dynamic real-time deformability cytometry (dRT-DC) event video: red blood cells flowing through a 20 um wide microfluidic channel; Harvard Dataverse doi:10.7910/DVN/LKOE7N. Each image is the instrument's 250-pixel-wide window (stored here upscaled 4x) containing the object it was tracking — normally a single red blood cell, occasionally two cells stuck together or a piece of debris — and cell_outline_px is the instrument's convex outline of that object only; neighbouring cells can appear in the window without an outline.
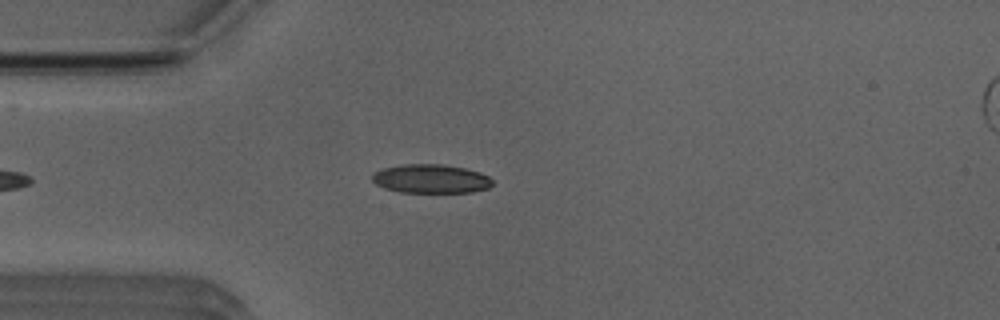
{"species": "Egyptian fruit bat (a non-hibernating species)", "species_latin": "Rousettus aegyptiacus", "temperature_condition": "room temperature", "stored_images_in_passage": 38, "camera_frame_rate_fps": 3000, "um_per_image_px": 0.085, "animal": {"sex": "male"}, "frame": {"image": 1, "passage_image": 3, "time_ms": 0.667, "image_size_px": [1000, 320], "cell_outline_px": [[492, 184], [488, 188], [472, 192], [400, 192], [384, 188], [376, 184], [372, 180], [372, 172], [384, 168], [404, 164], [444, 164], [464, 168], [480, 172], [488, 176], [492, 180]], "centroid_in_image_um": [36.61, 15.19], "position_along_channel_um": 48.4, "area_um2": 20.23}}
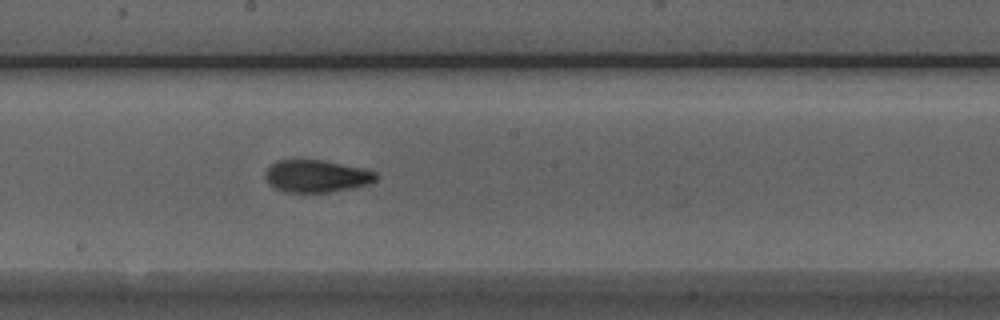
{"frame": {"image": 2, "passage_image": 17, "time_ms": 5.333, "image_size_px": [1000, 320], "cell_outline_px": [[380, 176], [376, 180], [368, 184], [328, 192], [284, 192], [272, 188], [268, 184], [264, 176], [268, 168], [276, 160], [324, 160], [360, 168], [376, 172]], "centroid_in_image_um": [26.86, 14.97], "position_along_channel_um": 221.3, "area_um2": 20.81}}
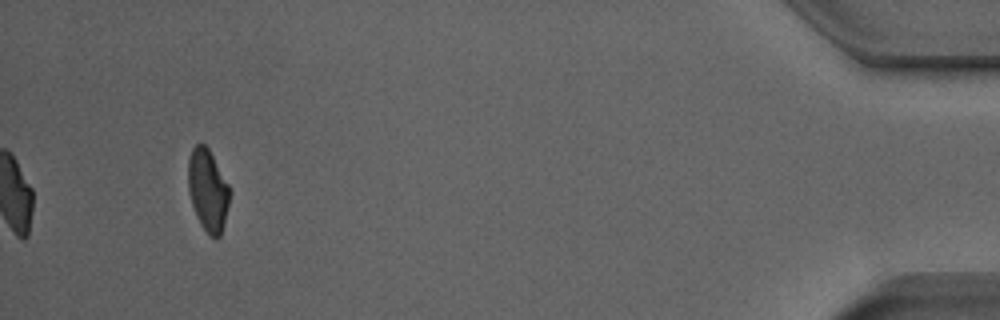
{"frame": {"image": 3, "passage_image": 38, "time_ms": 12.333, "image_size_px": [1000, 320], "cell_outline_px": [[232, 192], [224, 224], [220, 236], [216, 240], [200, 224], [196, 216], [188, 192], [188, 160], [192, 148], [196, 144], [204, 144], [208, 148], [228, 184]], "centroid_in_image_um": [17.67, 16.18], "position_along_channel_um": 417.5, "area_um2": 19.88}, "authors_computed_cell_mechanics": {"area_um2": 20.7791, "velocity_mm_per_s": 3.9309, "shape_relaxation_time_tau1_ms": 6.7694, "shape_relaxation_time_tau2_ms": 1.3151, "deformation_change_tau1": 0.1819, "deformation_change_tau2": 0.0738}}